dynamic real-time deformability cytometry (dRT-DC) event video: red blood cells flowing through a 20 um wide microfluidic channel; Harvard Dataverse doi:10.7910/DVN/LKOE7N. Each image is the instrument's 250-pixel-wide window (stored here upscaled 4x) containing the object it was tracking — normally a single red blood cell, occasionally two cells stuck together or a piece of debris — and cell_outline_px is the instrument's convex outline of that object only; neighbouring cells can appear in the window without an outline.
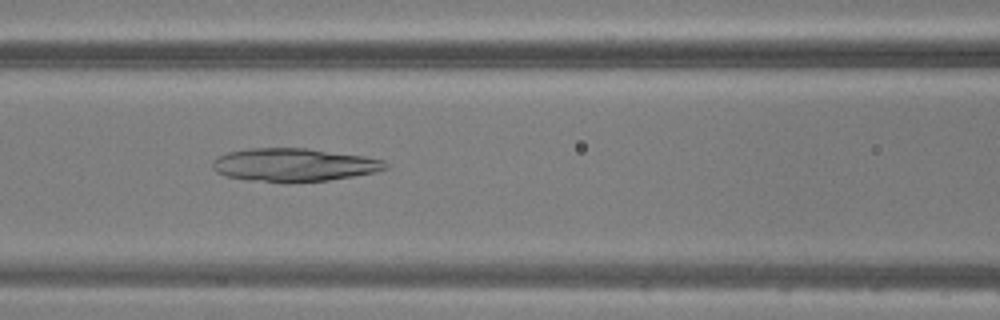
{"species": "common noctule bat (a hibernating species)", "species_latin": "Nyctalus noctula", "temperature_condition": "warm", "stored_images_in_passage": 34, "camera_frame_rate_fps": 3000, "um_per_image_px": 0.085, "animal": {"sex": "male", "body_mass_g": 20.5, "forearm_length_mm": 52.5}, "frame": {"image": 1, "passage_image": 8, "time_ms": 2.333, "image_size_px": [1000, 320], "cell_outline_px": [[388, 168], [372, 172], [352, 176], [328, 180], [288, 184], [284, 184], [248, 180], [224, 176], [216, 172], [212, 168], [212, 164], [220, 156], [228, 152], [248, 148], [304, 148], [364, 156], [384, 160], [388, 164]], "centroid_in_image_um": [24.95, 14.03], "position_along_channel_um": 141.6, "area_um2": 33.64}}
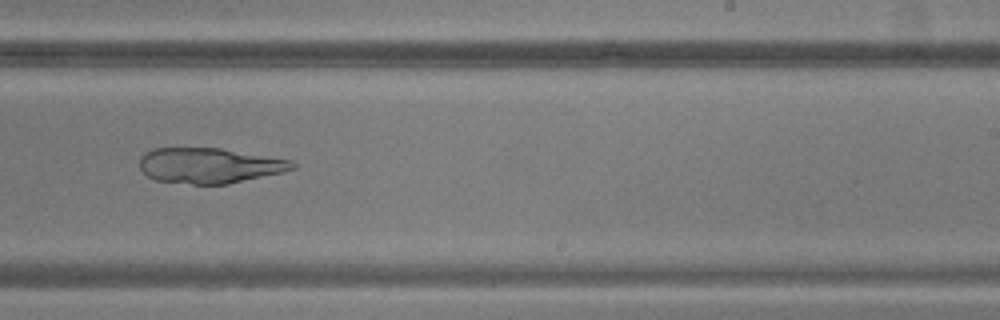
{"frame": {"image": 2, "passage_image": 17, "time_ms": 5.333, "image_size_px": [1000, 320], "cell_outline_px": [[296, 168], [284, 172], [228, 184], [192, 184], [156, 180], [148, 176], [140, 168], [140, 156], [144, 152], [152, 148], [220, 148], [292, 160], [296, 164]], "centroid_in_image_um": [17.81, 14.07], "position_along_channel_um": 271.2, "area_um2": 31.56}}
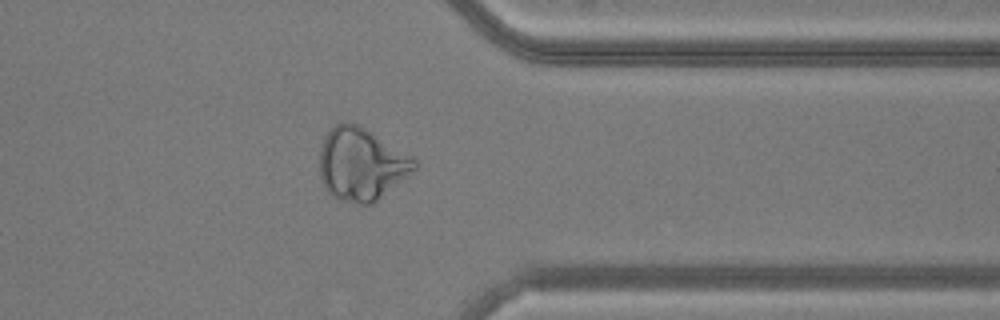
{"frame": {"image": 3, "passage_image": 25, "time_ms": 8.0, "image_size_px": [1000, 320], "cell_outline_px": [[416, 168], [408, 176], [372, 204], [360, 204], [340, 200], [332, 196], [324, 188], [320, 176], [320, 148], [324, 136], [332, 124], [344, 120], [356, 124], [372, 132], [412, 156], [416, 160]], "centroid_in_image_um": [30.68, 13.94], "position_along_channel_um": 380.7, "area_um2": 40.29}}